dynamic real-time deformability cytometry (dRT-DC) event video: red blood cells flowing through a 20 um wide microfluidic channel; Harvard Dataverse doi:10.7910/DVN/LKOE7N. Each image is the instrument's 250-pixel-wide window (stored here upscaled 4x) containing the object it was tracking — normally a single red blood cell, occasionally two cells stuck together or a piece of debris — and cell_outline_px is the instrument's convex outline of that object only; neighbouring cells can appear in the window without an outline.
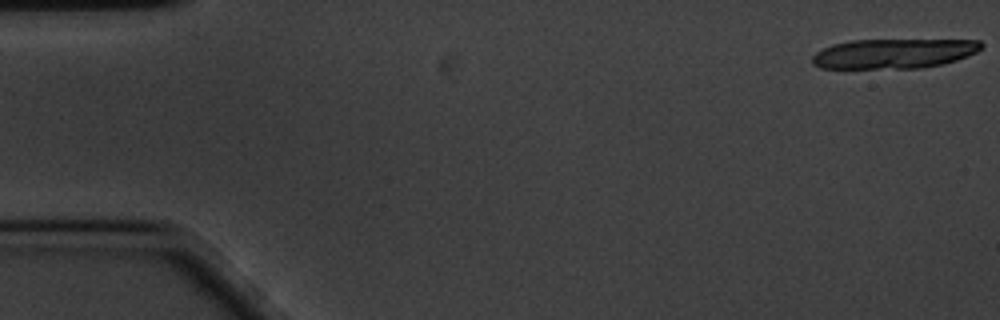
{"species": "common noctule bat (a hibernating species)", "species_latin": "Nyctalus noctula", "temperature_condition": "cold", "stored_images_in_passage": 19, "camera_frame_rate_fps": 3000, "um_per_image_px": 0.085, "animal": {"sex": "male", "body_mass_g": 20.1, "forearm_length_mm": 53.5}, "frame": {"image": 1, "passage_image": 1, "time_ms": 0.0, "image_size_px": [1000, 320], "cell_outline_px": [[984, 44], [976, 52], [968, 56], [944, 64], [920, 68], [820, 68], [812, 64], [812, 56], [816, 52], [832, 44], [852, 40], [980, 40]], "centroid_in_image_um": [75.96, 4.55], "position_along_channel_um": 9.0, "area_um2": 29.3}}